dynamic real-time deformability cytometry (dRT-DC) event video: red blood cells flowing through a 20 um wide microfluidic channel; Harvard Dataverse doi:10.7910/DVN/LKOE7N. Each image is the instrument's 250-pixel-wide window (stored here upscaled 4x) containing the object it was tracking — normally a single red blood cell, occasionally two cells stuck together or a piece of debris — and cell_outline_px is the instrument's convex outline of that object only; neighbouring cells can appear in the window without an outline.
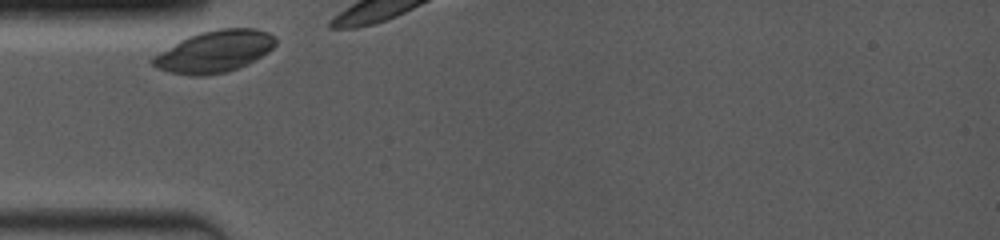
{"species": "common noctule bat (a hibernating species)", "species_latin": "Nyctalus noctula", "temperature_condition": "room temperature", "stored_images_in_passage": 6, "camera_frame_rate_fps": 4000, "um_per_image_px": 0.085, "animal": {"sex": "female", "body_mass_g": 19.0, "forearm_length_mm": 53.3}, "frame": {"image": 1, "passage_image": 1, "time_ms": 0.0, "image_size_px": [1000, 240], "cell_outline_px": [[276, 44], [268, 52], [236, 68], [224, 72], [204, 76], [192, 76], [168, 72], [156, 68], [148, 60], [152, 56], [180, 40], [188, 36], [200, 32], [220, 28], [256, 28], [268, 32], [276, 40]], "centroid_in_image_um": [18.17, 4.37], "position_along_channel_um": 66.8, "area_um2": 29.77}}